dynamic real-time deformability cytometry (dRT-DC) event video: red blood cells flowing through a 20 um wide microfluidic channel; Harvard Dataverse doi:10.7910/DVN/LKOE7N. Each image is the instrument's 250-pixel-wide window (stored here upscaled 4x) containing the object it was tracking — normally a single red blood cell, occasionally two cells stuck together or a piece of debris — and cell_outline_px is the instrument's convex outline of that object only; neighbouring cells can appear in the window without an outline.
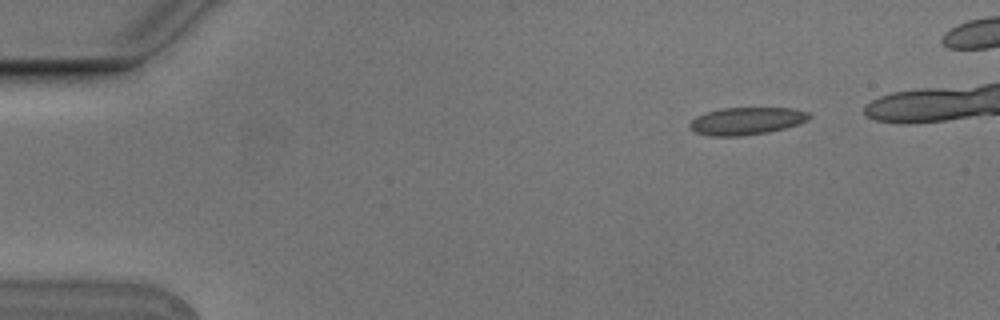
{"species": "Egyptian fruit bat (a non-hibernating species)", "species_latin": "Rousettus aegyptiacus", "temperature_condition": "cold", "stored_images_in_passage": 6, "camera_frame_rate_fps": 3000, "um_per_image_px": 0.085, "animal": {"sex": "male"}, "frame": {"image": 1, "passage_image": 1, "time_ms": 0.0, "image_size_px": [1000, 320], "cell_outline_px": [[812, 116], [808, 120], [784, 128], [768, 132], [744, 136], [708, 136], [696, 132], [688, 124], [696, 116], [720, 108], [792, 108], [808, 112]], "centroid_in_image_um": [63.45, 10.28], "position_along_channel_um": 21.5, "area_um2": 19.02}}
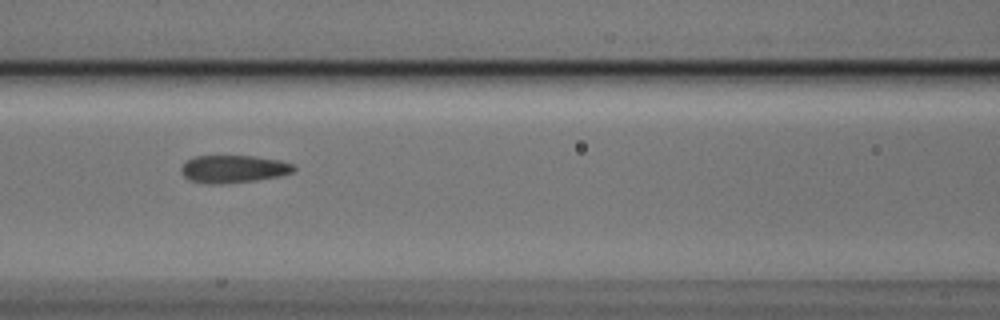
{"frame": {"image": 2, "passage_image": 6, "time_ms": 1.667, "image_size_px": [1000, 320], "cell_outline_px": [[296, 168], [292, 172], [280, 176], [256, 180], [220, 184], [212, 184], [188, 180], [180, 172], [180, 168], [188, 160], [196, 156], [256, 156], [280, 160], [292, 164]], "centroid_in_image_um": [19.84, 14.36], "position_along_channel_um": 146.8, "area_um2": 18.09}}